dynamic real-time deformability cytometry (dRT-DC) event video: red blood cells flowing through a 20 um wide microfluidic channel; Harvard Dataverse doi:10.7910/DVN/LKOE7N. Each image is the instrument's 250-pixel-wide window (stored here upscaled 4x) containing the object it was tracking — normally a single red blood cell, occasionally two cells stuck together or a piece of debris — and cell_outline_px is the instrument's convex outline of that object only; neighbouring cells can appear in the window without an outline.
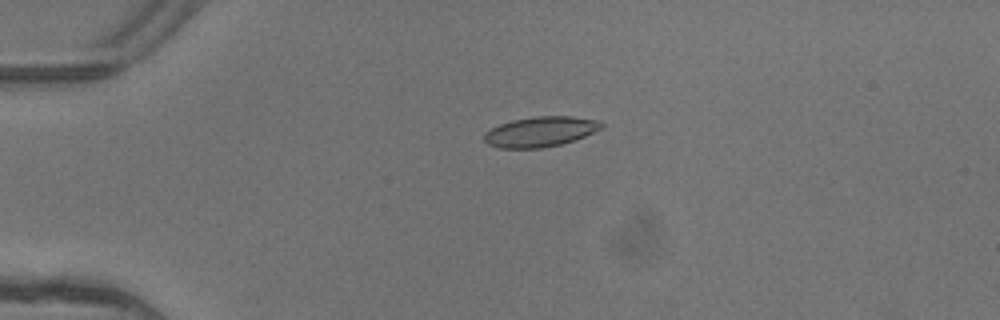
{"species": "common noctule bat (a hibernating species)", "species_latin": "Nyctalus noctula", "temperature_condition": "warm", "stored_images_in_passage": 5, "camera_frame_rate_fps": 3000, "um_per_image_px": 0.085, "animal": {"sex": "female"}, "frame": {"image": 1, "passage_image": 3, "time_ms": 0.667, "image_size_px": [1000, 320], "cell_outline_px": [[604, 128], [584, 136], [560, 144], [544, 148], [496, 148], [488, 144], [484, 140], [484, 132], [500, 124], [512, 120], [536, 116], [572, 116], [600, 120], [604, 124]], "centroid_in_image_um": [45.94, 11.19], "position_along_channel_um": 39.1, "area_um2": 20.69}}